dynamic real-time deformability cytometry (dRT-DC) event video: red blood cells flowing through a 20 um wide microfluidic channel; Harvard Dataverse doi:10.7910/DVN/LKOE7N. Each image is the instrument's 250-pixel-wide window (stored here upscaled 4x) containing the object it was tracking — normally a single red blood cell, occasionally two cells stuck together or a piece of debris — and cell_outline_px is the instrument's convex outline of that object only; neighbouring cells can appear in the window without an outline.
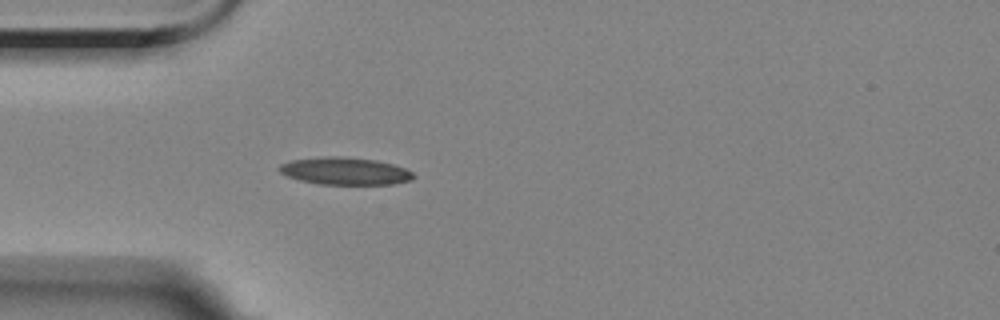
{"species": "Egyptian fruit bat (a non-hibernating species)", "species_latin": "Rousettus aegyptiacus", "temperature_condition": "room temperature", "stored_images_in_passage": 1, "camera_frame_rate_fps": 3000, "um_per_image_px": 0.085, "animal": {"sex": "female"}, "frame": {"image": 1, "passage_image": 1, "time_ms": 0.0, "image_size_px": [1000, 320], "cell_outline_px": [[416, 176], [412, 180], [392, 184], [320, 184], [300, 180], [288, 176], [280, 172], [276, 168], [280, 164], [292, 160], [324, 156], [340, 156], [376, 160], [392, 164], [404, 168], [412, 172]], "centroid_in_image_um": [29.32, 14.53], "position_along_channel_um": 55.7, "area_um2": 21.39}}